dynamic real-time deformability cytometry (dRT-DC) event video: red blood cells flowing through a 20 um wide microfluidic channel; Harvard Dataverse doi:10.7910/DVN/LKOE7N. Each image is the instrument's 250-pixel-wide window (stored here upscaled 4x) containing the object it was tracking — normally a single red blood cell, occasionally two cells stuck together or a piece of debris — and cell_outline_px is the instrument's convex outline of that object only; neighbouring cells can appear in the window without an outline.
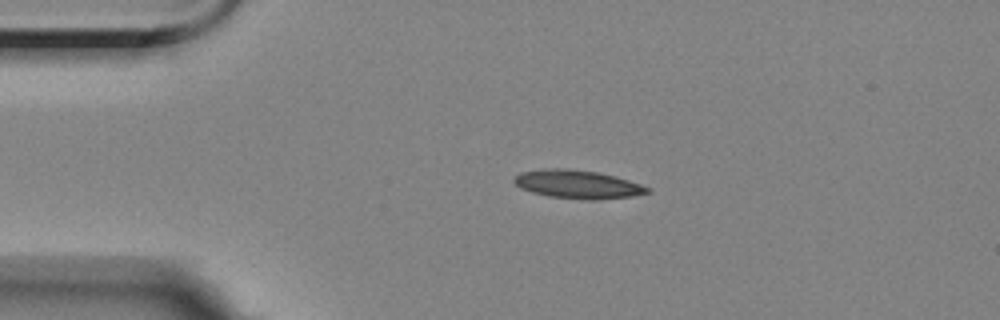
{"species": "Egyptian fruit bat (a non-hibernating species)", "species_latin": "Rousettus aegyptiacus", "temperature_condition": "room temperature", "stored_images_in_passage": 3, "camera_frame_rate_fps": 3000, "um_per_image_px": 0.085, "animal": {"sex": "female"}, "frame": {"image": 1, "passage_image": 1, "time_ms": 0.0, "image_size_px": [1000, 320], "cell_outline_px": [[652, 192], [632, 196], [596, 200], [588, 200], [548, 196], [532, 192], [520, 188], [512, 180], [520, 172], [544, 168], [564, 168], [596, 172], [616, 176], [652, 188]], "centroid_in_image_um": [49.11, 15.67], "position_along_channel_um": 35.9, "area_um2": 22.14}}
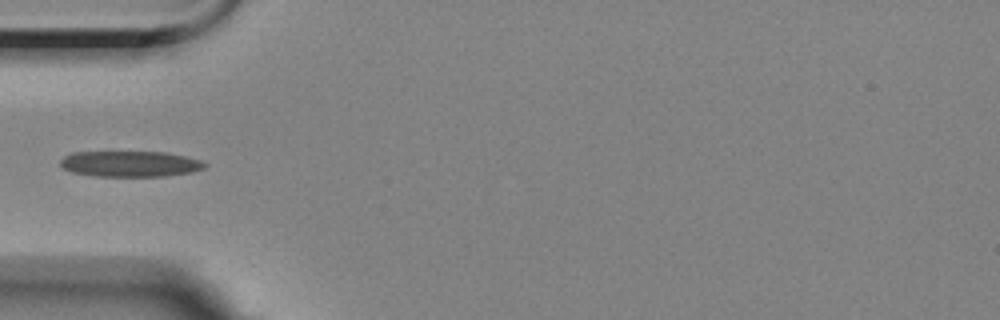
{"frame": {"image": 2, "passage_image": 3, "time_ms": 2.0, "image_size_px": [1000, 320], "cell_outline_px": [[208, 164], [204, 168], [192, 172], [168, 176], [92, 176], [72, 172], [64, 168], [60, 164], [60, 160], [64, 156], [72, 152], [164, 152], [184, 156], [200, 160]], "centroid_in_image_um": [11.06, 13.93], "position_along_channel_um": 73.9, "area_um2": 21.73}}